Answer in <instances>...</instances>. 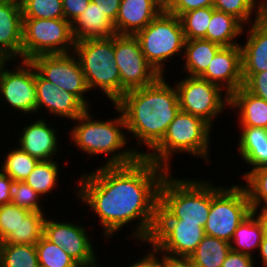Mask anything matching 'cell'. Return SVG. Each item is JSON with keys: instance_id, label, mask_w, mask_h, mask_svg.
Masks as SVG:
<instances>
[{"instance_id": "obj_1", "label": "cell", "mask_w": 267, "mask_h": 267, "mask_svg": "<svg viewBox=\"0 0 267 267\" xmlns=\"http://www.w3.org/2000/svg\"><path fill=\"white\" fill-rule=\"evenodd\" d=\"M91 170L81 171L71 193L98 217L101 240L109 243L129 225L130 240L147 244L156 226L160 185L169 171L145 156L127 165H99Z\"/></svg>"}, {"instance_id": "obj_2", "label": "cell", "mask_w": 267, "mask_h": 267, "mask_svg": "<svg viewBox=\"0 0 267 267\" xmlns=\"http://www.w3.org/2000/svg\"><path fill=\"white\" fill-rule=\"evenodd\" d=\"M165 77L160 76L151 85L127 91L114 104L124 117L127 135H130L128 139L136 140V145L130 146L139 156L147 155L162 140L180 111L177 89Z\"/></svg>"}, {"instance_id": "obj_3", "label": "cell", "mask_w": 267, "mask_h": 267, "mask_svg": "<svg viewBox=\"0 0 267 267\" xmlns=\"http://www.w3.org/2000/svg\"><path fill=\"white\" fill-rule=\"evenodd\" d=\"M114 118L95 119L92 111L87 109L72 121L68 131L71 145L77 147L82 154L90 157L105 155L102 166L127 165L135 162L140 156L130 147L126 124L121 111L114 105ZM128 144V145H127ZM130 147V148H129Z\"/></svg>"}, {"instance_id": "obj_4", "label": "cell", "mask_w": 267, "mask_h": 267, "mask_svg": "<svg viewBox=\"0 0 267 267\" xmlns=\"http://www.w3.org/2000/svg\"><path fill=\"white\" fill-rule=\"evenodd\" d=\"M172 174L168 172L160 185L157 219H182V223L204 227L212 201V179Z\"/></svg>"}, {"instance_id": "obj_5", "label": "cell", "mask_w": 267, "mask_h": 267, "mask_svg": "<svg viewBox=\"0 0 267 267\" xmlns=\"http://www.w3.org/2000/svg\"><path fill=\"white\" fill-rule=\"evenodd\" d=\"M212 129L202 118L180 110L162 140L145 157L169 172L176 154L187 153L210 165Z\"/></svg>"}, {"instance_id": "obj_6", "label": "cell", "mask_w": 267, "mask_h": 267, "mask_svg": "<svg viewBox=\"0 0 267 267\" xmlns=\"http://www.w3.org/2000/svg\"><path fill=\"white\" fill-rule=\"evenodd\" d=\"M74 53L79 59L90 94L103 93L115 104L120 99V73L115 62L114 36L77 41ZM106 96V97H105Z\"/></svg>"}, {"instance_id": "obj_7", "label": "cell", "mask_w": 267, "mask_h": 267, "mask_svg": "<svg viewBox=\"0 0 267 267\" xmlns=\"http://www.w3.org/2000/svg\"><path fill=\"white\" fill-rule=\"evenodd\" d=\"M134 36L148 63L160 76H166L168 61L176 56L183 58L185 37L181 21L165 10Z\"/></svg>"}, {"instance_id": "obj_8", "label": "cell", "mask_w": 267, "mask_h": 267, "mask_svg": "<svg viewBox=\"0 0 267 267\" xmlns=\"http://www.w3.org/2000/svg\"><path fill=\"white\" fill-rule=\"evenodd\" d=\"M215 185L212 181V201L204 226L205 234L230 243L238 225L253 210L247 192L240 182L232 186Z\"/></svg>"}, {"instance_id": "obj_9", "label": "cell", "mask_w": 267, "mask_h": 267, "mask_svg": "<svg viewBox=\"0 0 267 267\" xmlns=\"http://www.w3.org/2000/svg\"><path fill=\"white\" fill-rule=\"evenodd\" d=\"M75 44L72 23L65 18H23L22 60L43 54L71 53Z\"/></svg>"}, {"instance_id": "obj_10", "label": "cell", "mask_w": 267, "mask_h": 267, "mask_svg": "<svg viewBox=\"0 0 267 267\" xmlns=\"http://www.w3.org/2000/svg\"><path fill=\"white\" fill-rule=\"evenodd\" d=\"M174 83L180 110L202 118L212 128L218 115L229 110V95L207 80L183 75Z\"/></svg>"}, {"instance_id": "obj_11", "label": "cell", "mask_w": 267, "mask_h": 267, "mask_svg": "<svg viewBox=\"0 0 267 267\" xmlns=\"http://www.w3.org/2000/svg\"><path fill=\"white\" fill-rule=\"evenodd\" d=\"M30 61L44 79L58 86L60 90L75 95L88 109L92 108L90 98L93 97L86 96L90 91L79 59L74 52L38 55Z\"/></svg>"}, {"instance_id": "obj_12", "label": "cell", "mask_w": 267, "mask_h": 267, "mask_svg": "<svg viewBox=\"0 0 267 267\" xmlns=\"http://www.w3.org/2000/svg\"><path fill=\"white\" fill-rule=\"evenodd\" d=\"M114 52L120 73V98L127 91L151 85L160 77L134 35H114Z\"/></svg>"}, {"instance_id": "obj_13", "label": "cell", "mask_w": 267, "mask_h": 267, "mask_svg": "<svg viewBox=\"0 0 267 267\" xmlns=\"http://www.w3.org/2000/svg\"><path fill=\"white\" fill-rule=\"evenodd\" d=\"M13 65L0 81V103H7L9 110H15L13 113L18 112L22 117L37 116L35 67L30 60H15Z\"/></svg>"}, {"instance_id": "obj_14", "label": "cell", "mask_w": 267, "mask_h": 267, "mask_svg": "<svg viewBox=\"0 0 267 267\" xmlns=\"http://www.w3.org/2000/svg\"><path fill=\"white\" fill-rule=\"evenodd\" d=\"M199 223H182V219H157L149 243L160 253L189 257L205 236Z\"/></svg>"}, {"instance_id": "obj_15", "label": "cell", "mask_w": 267, "mask_h": 267, "mask_svg": "<svg viewBox=\"0 0 267 267\" xmlns=\"http://www.w3.org/2000/svg\"><path fill=\"white\" fill-rule=\"evenodd\" d=\"M47 216L44 222L43 235L49 241L62 247L79 265H89L98 260L96 245L91 241L92 237L89 236L90 233L86 229L88 227L84 223L71 220L68 222L62 218L59 222L55 217L51 218L52 215ZM49 216L51 217L49 218Z\"/></svg>"}, {"instance_id": "obj_16", "label": "cell", "mask_w": 267, "mask_h": 267, "mask_svg": "<svg viewBox=\"0 0 267 267\" xmlns=\"http://www.w3.org/2000/svg\"><path fill=\"white\" fill-rule=\"evenodd\" d=\"M37 120H28L29 124H25L17 134V146L28 153L31 157L39 161L54 160L61 152L59 138V130L55 126L49 124V119H45L42 115ZM48 121V122H47ZM58 133V134H57ZM57 136L59 138H57Z\"/></svg>"}, {"instance_id": "obj_17", "label": "cell", "mask_w": 267, "mask_h": 267, "mask_svg": "<svg viewBox=\"0 0 267 267\" xmlns=\"http://www.w3.org/2000/svg\"><path fill=\"white\" fill-rule=\"evenodd\" d=\"M37 114L47 111L51 117H60L62 121H74L88 108L72 93L60 90L58 86L44 79L35 69ZM42 112H39V111ZM40 113V114H39Z\"/></svg>"}, {"instance_id": "obj_18", "label": "cell", "mask_w": 267, "mask_h": 267, "mask_svg": "<svg viewBox=\"0 0 267 267\" xmlns=\"http://www.w3.org/2000/svg\"><path fill=\"white\" fill-rule=\"evenodd\" d=\"M200 78L219 86L229 96L242 87L240 45L221 47Z\"/></svg>"}, {"instance_id": "obj_19", "label": "cell", "mask_w": 267, "mask_h": 267, "mask_svg": "<svg viewBox=\"0 0 267 267\" xmlns=\"http://www.w3.org/2000/svg\"><path fill=\"white\" fill-rule=\"evenodd\" d=\"M245 27L247 39L240 44L242 74L267 71V15Z\"/></svg>"}, {"instance_id": "obj_20", "label": "cell", "mask_w": 267, "mask_h": 267, "mask_svg": "<svg viewBox=\"0 0 267 267\" xmlns=\"http://www.w3.org/2000/svg\"><path fill=\"white\" fill-rule=\"evenodd\" d=\"M164 8L156 0H121L114 29L118 35H135Z\"/></svg>"}, {"instance_id": "obj_21", "label": "cell", "mask_w": 267, "mask_h": 267, "mask_svg": "<svg viewBox=\"0 0 267 267\" xmlns=\"http://www.w3.org/2000/svg\"><path fill=\"white\" fill-rule=\"evenodd\" d=\"M22 7L0 0V53L22 60Z\"/></svg>"}, {"instance_id": "obj_22", "label": "cell", "mask_w": 267, "mask_h": 267, "mask_svg": "<svg viewBox=\"0 0 267 267\" xmlns=\"http://www.w3.org/2000/svg\"><path fill=\"white\" fill-rule=\"evenodd\" d=\"M230 110L237 113L239 127L267 129V101L248 92L243 86L229 96Z\"/></svg>"}, {"instance_id": "obj_23", "label": "cell", "mask_w": 267, "mask_h": 267, "mask_svg": "<svg viewBox=\"0 0 267 267\" xmlns=\"http://www.w3.org/2000/svg\"><path fill=\"white\" fill-rule=\"evenodd\" d=\"M237 137L238 155L250 170L240 174L242 179L252 170L267 166V129L256 127H239ZM239 138V139H238ZM251 167V168H250Z\"/></svg>"}, {"instance_id": "obj_24", "label": "cell", "mask_w": 267, "mask_h": 267, "mask_svg": "<svg viewBox=\"0 0 267 267\" xmlns=\"http://www.w3.org/2000/svg\"><path fill=\"white\" fill-rule=\"evenodd\" d=\"M75 41L85 39L109 38L116 35L114 23L95 2L90 1L87 8L72 23Z\"/></svg>"}, {"instance_id": "obj_25", "label": "cell", "mask_w": 267, "mask_h": 267, "mask_svg": "<svg viewBox=\"0 0 267 267\" xmlns=\"http://www.w3.org/2000/svg\"><path fill=\"white\" fill-rule=\"evenodd\" d=\"M220 45L205 39H185L184 54L181 59L180 73L187 76L200 77L208 68ZM183 71V72H182Z\"/></svg>"}, {"instance_id": "obj_26", "label": "cell", "mask_w": 267, "mask_h": 267, "mask_svg": "<svg viewBox=\"0 0 267 267\" xmlns=\"http://www.w3.org/2000/svg\"><path fill=\"white\" fill-rule=\"evenodd\" d=\"M245 25L233 15L216 10L213 13L206 30V40L229 47L240 45L238 38L244 34Z\"/></svg>"}, {"instance_id": "obj_27", "label": "cell", "mask_w": 267, "mask_h": 267, "mask_svg": "<svg viewBox=\"0 0 267 267\" xmlns=\"http://www.w3.org/2000/svg\"><path fill=\"white\" fill-rule=\"evenodd\" d=\"M263 236V225L256 214L252 212L234 231L230 242L231 250L255 257L254 255H257L255 252L258 253Z\"/></svg>"}, {"instance_id": "obj_28", "label": "cell", "mask_w": 267, "mask_h": 267, "mask_svg": "<svg viewBox=\"0 0 267 267\" xmlns=\"http://www.w3.org/2000/svg\"><path fill=\"white\" fill-rule=\"evenodd\" d=\"M58 162V163H57ZM57 160L39 161L33 171L24 180L33 190L42 196V198L53 197V191L61 185L59 183L60 175L63 171ZM61 173V174H60Z\"/></svg>"}, {"instance_id": "obj_29", "label": "cell", "mask_w": 267, "mask_h": 267, "mask_svg": "<svg viewBox=\"0 0 267 267\" xmlns=\"http://www.w3.org/2000/svg\"><path fill=\"white\" fill-rule=\"evenodd\" d=\"M230 250L229 242L205 235L189 258L195 267H222Z\"/></svg>"}, {"instance_id": "obj_30", "label": "cell", "mask_w": 267, "mask_h": 267, "mask_svg": "<svg viewBox=\"0 0 267 267\" xmlns=\"http://www.w3.org/2000/svg\"><path fill=\"white\" fill-rule=\"evenodd\" d=\"M13 142L14 149L8 150V153L6 151L5 157H3L0 163V169L3 174L8 175L14 182L24 181L33 171L39 160L31 157L18 146L15 147L16 141Z\"/></svg>"}, {"instance_id": "obj_31", "label": "cell", "mask_w": 267, "mask_h": 267, "mask_svg": "<svg viewBox=\"0 0 267 267\" xmlns=\"http://www.w3.org/2000/svg\"><path fill=\"white\" fill-rule=\"evenodd\" d=\"M46 217V212H30L21 220L16 232H11L1 243L35 245L43 236Z\"/></svg>"}, {"instance_id": "obj_32", "label": "cell", "mask_w": 267, "mask_h": 267, "mask_svg": "<svg viewBox=\"0 0 267 267\" xmlns=\"http://www.w3.org/2000/svg\"><path fill=\"white\" fill-rule=\"evenodd\" d=\"M213 7L233 15L245 26L258 20L264 14L262 0H213Z\"/></svg>"}, {"instance_id": "obj_33", "label": "cell", "mask_w": 267, "mask_h": 267, "mask_svg": "<svg viewBox=\"0 0 267 267\" xmlns=\"http://www.w3.org/2000/svg\"><path fill=\"white\" fill-rule=\"evenodd\" d=\"M1 267H39L36 246L1 243Z\"/></svg>"}, {"instance_id": "obj_34", "label": "cell", "mask_w": 267, "mask_h": 267, "mask_svg": "<svg viewBox=\"0 0 267 267\" xmlns=\"http://www.w3.org/2000/svg\"><path fill=\"white\" fill-rule=\"evenodd\" d=\"M39 267H79L80 265L62 248L44 235L35 244Z\"/></svg>"}, {"instance_id": "obj_35", "label": "cell", "mask_w": 267, "mask_h": 267, "mask_svg": "<svg viewBox=\"0 0 267 267\" xmlns=\"http://www.w3.org/2000/svg\"><path fill=\"white\" fill-rule=\"evenodd\" d=\"M213 13V6L188 11L179 16L187 40L205 39L206 30Z\"/></svg>"}, {"instance_id": "obj_36", "label": "cell", "mask_w": 267, "mask_h": 267, "mask_svg": "<svg viewBox=\"0 0 267 267\" xmlns=\"http://www.w3.org/2000/svg\"><path fill=\"white\" fill-rule=\"evenodd\" d=\"M243 180L252 210L261 207L267 201V166L250 171Z\"/></svg>"}, {"instance_id": "obj_37", "label": "cell", "mask_w": 267, "mask_h": 267, "mask_svg": "<svg viewBox=\"0 0 267 267\" xmlns=\"http://www.w3.org/2000/svg\"><path fill=\"white\" fill-rule=\"evenodd\" d=\"M21 7L23 18H65L62 0H26Z\"/></svg>"}, {"instance_id": "obj_38", "label": "cell", "mask_w": 267, "mask_h": 267, "mask_svg": "<svg viewBox=\"0 0 267 267\" xmlns=\"http://www.w3.org/2000/svg\"><path fill=\"white\" fill-rule=\"evenodd\" d=\"M41 200V201H40ZM42 196L33 190L25 181H16L12 186L11 203L31 212H46Z\"/></svg>"}, {"instance_id": "obj_39", "label": "cell", "mask_w": 267, "mask_h": 267, "mask_svg": "<svg viewBox=\"0 0 267 267\" xmlns=\"http://www.w3.org/2000/svg\"><path fill=\"white\" fill-rule=\"evenodd\" d=\"M30 212L11 202L0 205V242H3L11 232H16L21 220Z\"/></svg>"}, {"instance_id": "obj_40", "label": "cell", "mask_w": 267, "mask_h": 267, "mask_svg": "<svg viewBox=\"0 0 267 267\" xmlns=\"http://www.w3.org/2000/svg\"><path fill=\"white\" fill-rule=\"evenodd\" d=\"M243 87L253 95L267 101V71L242 74Z\"/></svg>"}, {"instance_id": "obj_41", "label": "cell", "mask_w": 267, "mask_h": 267, "mask_svg": "<svg viewBox=\"0 0 267 267\" xmlns=\"http://www.w3.org/2000/svg\"><path fill=\"white\" fill-rule=\"evenodd\" d=\"M209 6H213V0H173L164 10L179 17L188 11Z\"/></svg>"}, {"instance_id": "obj_42", "label": "cell", "mask_w": 267, "mask_h": 267, "mask_svg": "<svg viewBox=\"0 0 267 267\" xmlns=\"http://www.w3.org/2000/svg\"><path fill=\"white\" fill-rule=\"evenodd\" d=\"M256 262V257L230 250L222 267H255L258 266Z\"/></svg>"}, {"instance_id": "obj_43", "label": "cell", "mask_w": 267, "mask_h": 267, "mask_svg": "<svg viewBox=\"0 0 267 267\" xmlns=\"http://www.w3.org/2000/svg\"><path fill=\"white\" fill-rule=\"evenodd\" d=\"M91 0H62L65 19L73 23L84 12Z\"/></svg>"}, {"instance_id": "obj_44", "label": "cell", "mask_w": 267, "mask_h": 267, "mask_svg": "<svg viewBox=\"0 0 267 267\" xmlns=\"http://www.w3.org/2000/svg\"><path fill=\"white\" fill-rule=\"evenodd\" d=\"M144 245H148L151 248H149V250L147 249V252L141 258L138 260L135 259L136 261H132L131 264L125 267H162L161 253L158 252L149 242Z\"/></svg>"}, {"instance_id": "obj_45", "label": "cell", "mask_w": 267, "mask_h": 267, "mask_svg": "<svg viewBox=\"0 0 267 267\" xmlns=\"http://www.w3.org/2000/svg\"><path fill=\"white\" fill-rule=\"evenodd\" d=\"M14 181L0 169V205L11 202Z\"/></svg>"}, {"instance_id": "obj_46", "label": "cell", "mask_w": 267, "mask_h": 267, "mask_svg": "<svg viewBox=\"0 0 267 267\" xmlns=\"http://www.w3.org/2000/svg\"><path fill=\"white\" fill-rule=\"evenodd\" d=\"M95 2L104 11L107 17L114 23L118 10L120 7L121 0H91Z\"/></svg>"}, {"instance_id": "obj_47", "label": "cell", "mask_w": 267, "mask_h": 267, "mask_svg": "<svg viewBox=\"0 0 267 267\" xmlns=\"http://www.w3.org/2000/svg\"><path fill=\"white\" fill-rule=\"evenodd\" d=\"M162 267H195L189 257H174L161 253Z\"/></svg>"}, {"instance_id": "obj_48", "label": "cell", "mask_w": 267, "mask_h": 267, "mask_svg": "<svg viewBox=\"0 0 267 267\" xmlns=\"http://www.w3.org/2000/svg\"><path fill=\"white\" fill-rule=\"evenodd\" d=\"M15 60L16 59L9 54L0 53V81L3 79L6 70L10 67V65L13 64L12 62H14Z\"/></svg>"}, {"instance_id": "obj_49", "label": "cell", "mask_w": 267, "mask_h": 267, "mask_svg": "<svg viewBox=\"0 0 267 267\" xmlns=\"http://www.w3.org/2000/svg\"><path fill=\"white\" fill-rule=\"evenodd\" d=\"M258 255H256L258 257L257 259H259V257L261 258L259 261L261 262L262 266L260 267H267V237L265 236H263L260 244Z\"/></svg>"}, {"instance_id": "obj_50", "label": "cell", "mask_w": 267, "mask_h": 267, "mask_svg": "<svg viewBox=\"0 0 267 267\" xmlns=\"http://www.w3.org/2000/svg\"><path fill=\"white\" fill-rule=\"evenodd\" d=\"M258 219L261 221L264 229V236L267 237V209L259 207L253 209Z\"/></svg>"}, {"instance_id": "obj_51", "label": "cell", "mask_w": 267, "mask_h": 267, "mask_svg": "<svg viewBox=\"0 0 267 267\" xmlns=\"http://www.w3.org/2000/svg\"><path fill=\"white\" fill-rule=\"evenodd\" d=\"M164 9L173 1V0H156Z\"/></svg>"}, {"instance_id": "obj_52", "label": "cell", "mask_w": 267, "mask_h": 267, "mask_svg": "<svg viewBox=\"0 0 267 267\" xmlns=\"http://www.w3.org/2000/svg\"><path fill=\"white\" fill-rule=\"evenodd\" d=\"M99 260H97L95 263L89 264V265H80L79 267H107L106 265L101 266L100 263H98Z\"/></svg>"}, {"instance_id": "obj_53", "label": "cell", "mask_w": 267, "mask_h": 267, "mask_svg": "<svg viewBox=\"0 0 267 267\" xmlns=\"http://www.w3.org/2000/svg\"><path fill=\"white\" fill-rule=\"evenodd\" d=\"M8 1L22 5L26 0H8Z\"/></svg>"}, {"instance_id": "obj_54", "label": "cell", "mask_w": 267, "mask_h": 267, "mask_svg": "<svg viewBox=\"0 0 267 267\" xmlns=\"http://www.w3.org/2000/svg\"><path fill=\"white\" fill-rule=\"evenodd\" d=\"M264 14L267 15V0L264 1Z\"/></svg>"}, {"instance_id": "obj_55", "label": "cell", "mask_w": 267, "mask_h": 267, "mask_svg": "<svg viewBox=\"0 0 267 267\" xmlns=\"http://www.w3.org/2000/svg\"><path fill=\"white\" fill-rule=\"evenodd\" d=\"M261 207L267 209V201Z\"/></svg>"}, {"instance_id": "obj_56", "label": "cell", "mask_w": 267, "mask_h": 267, "mask_svg": "<svg viewBox=\"0 0 267 267\" xmlns=\"http://www.w3.org/2000/svg\"><path fill=\"white\" fill-rule=\"evenodd\" d=\"M0 267H1V242H0Z\"/></svg>"}]
</instances>
